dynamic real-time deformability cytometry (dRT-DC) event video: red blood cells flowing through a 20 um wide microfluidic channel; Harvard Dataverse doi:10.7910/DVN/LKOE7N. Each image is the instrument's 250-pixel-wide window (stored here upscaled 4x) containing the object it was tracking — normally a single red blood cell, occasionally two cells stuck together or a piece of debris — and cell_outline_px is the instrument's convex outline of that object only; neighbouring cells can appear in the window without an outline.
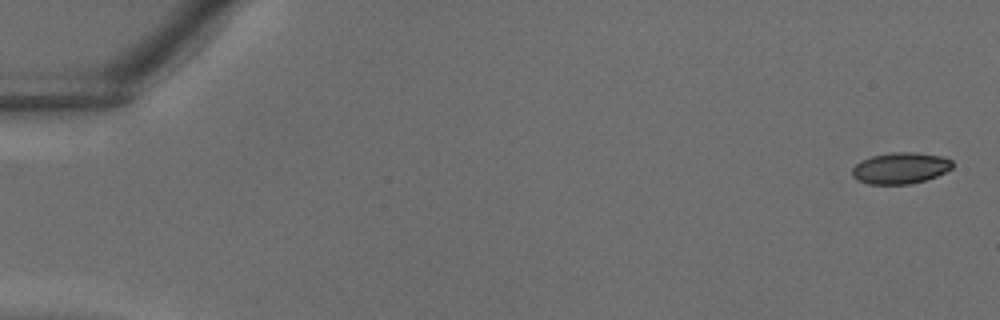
{"species": "common noctule bat (a hibernating species)", "species_latin": "Nyctalus noctula", "temperature_condition": "warm", "stored_images_in_passage": 38, "camera_frame_rate_fps": 3000, "um_per_image_px": 0.085, "animal": {"sex": "male", "body_mass_g": 18.8}, "frame": {"image": 1, "passage_image": 1, "time_ms": 0.0, "image_size_px": [1000, 320], "cell_outline_px": [[952, 168], [936, 176], [924, 180], [908, 184], [868, 184], [856, 180], [852, 176], [852, 168], [860, 160], [872, 156], [892, 152], [916, 152], [940, 156], [952, 160]], "centroid_in_image_um": [76.49, 14.29], "position_along_channel_um": 8.5, "area_um2": 18.26}}
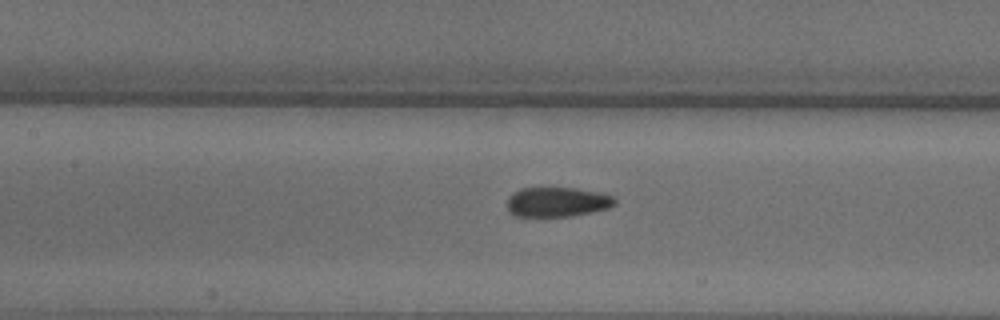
{"frame": {"image": 2, "passage_image": 18, "time_ms": 5.667, "image_size_px": [1000, 320], "cell_outline_px": [[616, 204], [608, 208], [592, 212], [568, 216], [516, 216], [508, 212], [508, 196], [512, 192], [520, 188], [576, 188], [596, 192], [612, 196], [616, 200]], "centroid_in_image_um": [47.33, 17.16], "position_along_channel_um": 160.1, "area_um2": 18.55}}
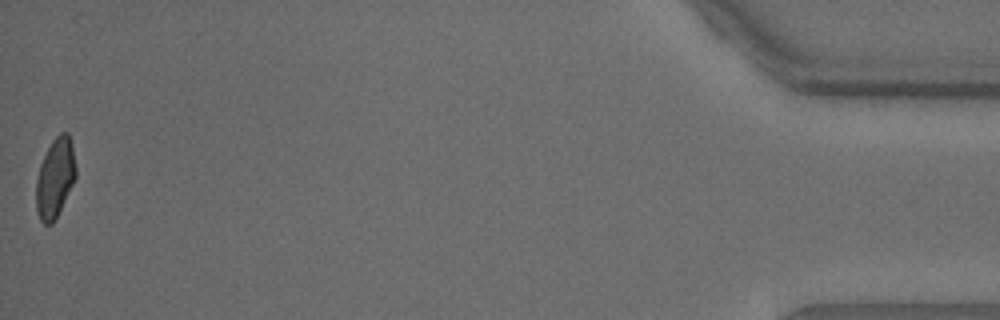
{"frame": {"image": 3, "passage_image": 38, "time_ms": 12.333, "image_size_px": [1000, 320], "cell_outline_px": [[76, 176], [52, 224], [44, 224], [40, 220], [36, 212], [36, 180], [40, 164], [52, 140], [60, 132], [68, 132], [72, 144], [76, 168]], "centroid_in_image_um": [4.67, 15.1], "position_along_channel_um": 430.5, "area_um2": 18.15}}